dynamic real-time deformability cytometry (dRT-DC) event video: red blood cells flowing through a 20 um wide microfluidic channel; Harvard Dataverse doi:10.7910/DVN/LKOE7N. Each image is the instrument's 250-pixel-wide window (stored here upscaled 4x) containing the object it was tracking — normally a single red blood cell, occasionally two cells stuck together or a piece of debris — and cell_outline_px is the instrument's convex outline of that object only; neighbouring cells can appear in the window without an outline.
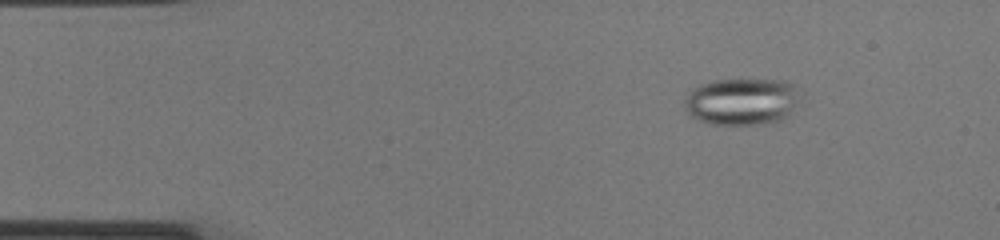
{"species": "common noctule bat (a hibernating species)", "species_latin": "Nyctalus noctula", "temperature_condition": "cold", "stored_images_in_passage": 51, "camera_frame_rate_fps": 3000, "um_per_image_px": 0.085, "animal": {"sex": "female", "body_mass_g": 22.0, "forearm_length_mm": 56.7}, "frame": {"image": 1, "passage_image": 7, "time_ms": 2.0, "image_size_px": [1000, 240], "cell_outline_px": [[796, 84], [792, 104], [788, 116], [772, 124], [708, 124], [692, 116], [684, 108], [684, 96], [692, 88], [700, 84], [716, 80], [784, 80]], "centroid_in_image_um": [62.95, 8.63], "position_along_channel_um": 22.0, "area_um2": 31.27}}
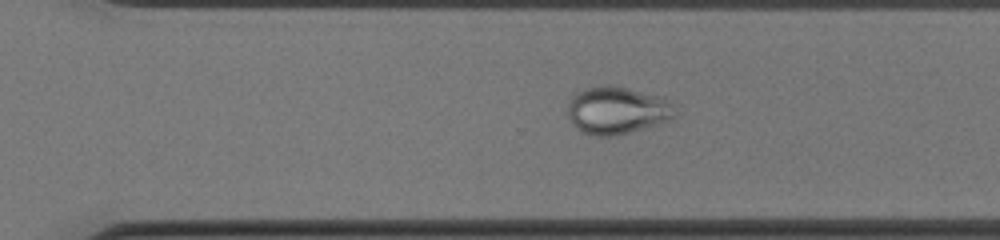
{"frame": {"image": 2, "passage_image": 35, "time_ms": 11.333, "image_size_px": [1000, 240], "cell_outline_px": [[676, 112], [672, 120], [616, 136], [596, 136], [584, 132], [576, 128], [568, 116], [564, 108], [572, 96], [576, 92], [584, 88], [600, 84], [608, 84], [660, 96], [668, 100], [676, 108]], "centroid_in_image_um": [52.41, 9.37], "position_along_channel_um": 318.2, "area_um2": 30.11}}
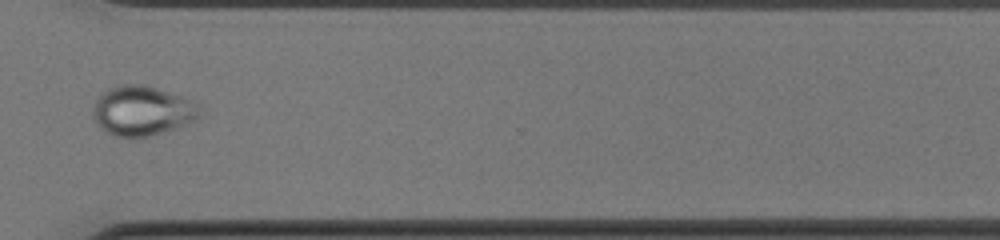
{"frame": {"image": 3, "passage_image": 38, "time_ms": 12.333, "image_size_px": [1000, 240], "cell_outline_px": [[208, 108], [200, 120], [148, 136], [128, 140], [116, 136], [100, 128], [92, 116], [92, 108], [96, 100], [108, 88], [116, 84], [144, 84], [184, 96]], "centroid_in_image_um": [12.18, 9.42], "position_along_channel_um": 358.4, "area_um2": 32.08}}